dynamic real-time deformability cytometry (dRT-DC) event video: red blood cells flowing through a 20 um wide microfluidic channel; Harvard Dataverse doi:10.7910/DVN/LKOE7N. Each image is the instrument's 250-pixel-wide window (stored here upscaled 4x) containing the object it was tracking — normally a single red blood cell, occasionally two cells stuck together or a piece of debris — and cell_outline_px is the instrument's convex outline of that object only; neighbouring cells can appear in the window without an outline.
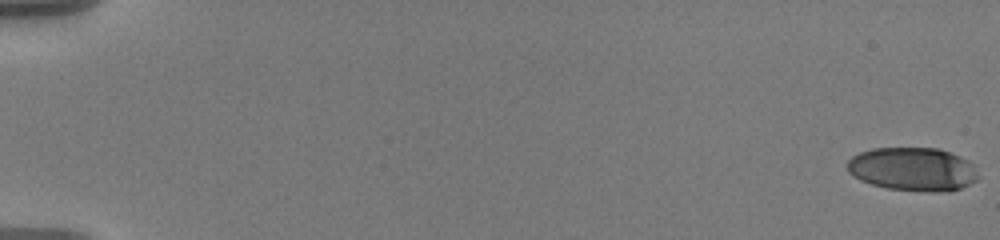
{"species": "human", "species_latin": "Homo sapiens", "temperature_condition": "warm", "stored_images_in_passage": 58, "camera_frame_rate_fps": 3000, "um_per_image_px": 0.085, "donor": {"sex": "male"}, "frame": {"image": 1, "passage_image": 1, "time_ms": 0.0, "image_size_px": [1000, 240], "cell_outline_px": [[980, 176], [976, 180], [960, 188], [948, 192], [888, 188], [872, 184], [860, 180], [852, 176], [848, 172], [848, 160], [852, 156], [860, 152], [872, 148], [936, 148], [960, 156], [976, 164]], "centroid_in_image_um": [77.62, 14.36], "position_along_channel_um": 7.4, "area_um2": 33.18}}
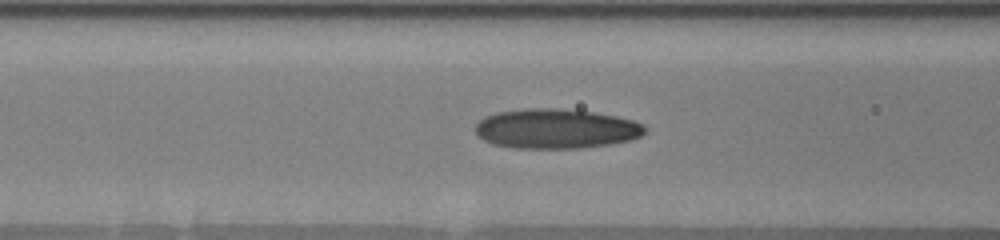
{"frame": {"image": 2, "passage_image": 26, "time_ms": 8.333, "image_size_px": [1000, 240], "cell_outline_px": [[648, 128], [640, 136], [632, 140], [612, 144], [580, 148], [512, 148], [492, 144], [484, 140], [476, 132], [476, 124], [484, 116], [496, 112], [528, 108], [552, 108], [592, 112], [616, 116], [632, 120], [644, 124]], "centroid_in_image_um": [47.27, 10.95], "position_along_channel_um": 119.3, "area_um2": 39.36}}
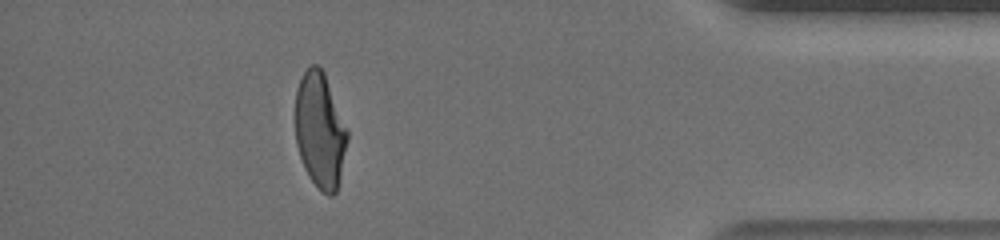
{"frame": {"image": 3, "passage_image": 53, "time_ms": 17.333, "image_size_px": [1000, 240], "cell_outline_px": [[348, 140], [336, 192], [332, 196], [328, 196], [308, 176], [304, 168], [296, 144], [296, 92], [300, 80], [304, 72], [312, 64], [316, 64], [324, 72], [348, 132]], "centroid_in_image_um": [27.2, 11.08], "position_along_channel_um": 408.0, "area_um2": 34.45}, "authors_computed_cell_mechanics": {"area_um2": 36.0672, "velocity_mm_per_s": 3.6131, "shape_relaxation_time_tau1_ms": 9.2606, "shape_relaxation_time_tau2_ms": 1.1818, "deformation_change_tau1": 0.2839, "deformation_change_tau2": 0.0864}}